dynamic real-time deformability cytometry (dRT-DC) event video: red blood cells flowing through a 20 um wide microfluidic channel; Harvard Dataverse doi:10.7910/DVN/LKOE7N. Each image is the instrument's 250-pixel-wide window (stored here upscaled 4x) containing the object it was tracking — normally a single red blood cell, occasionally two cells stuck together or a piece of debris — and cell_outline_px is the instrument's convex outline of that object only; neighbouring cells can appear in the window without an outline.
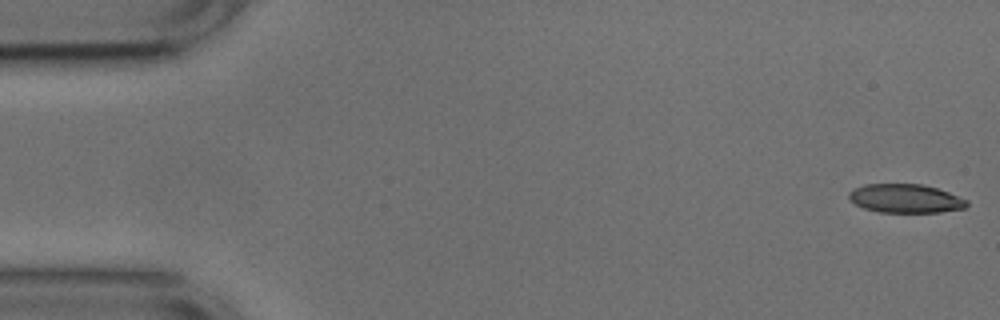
{"species": "common noctule bat (a hibernating species)", "species_latin": "Nyctalus noctula", "temperature_condition": "cold", "stored_images_in_passage": 52, "camera_frame_rate_fps": 3000, "um_per_image_px": 0.085, "animal": {"sex": "male", "body_mass_g": 17.9, "forearm_length_mm": 54.2}, "frame": {"image": 1, "passage_image": 1, "time_ms": 0.0, "image_size_px": [1000, 320], "cell_outline_px": [[968, 204], [964, 208], [940, 212], [880, 212], [864, 208], [856, 204], [848, 196], [848, 192], [864, 184], [920, 184], [936, 188], [948, 192], [968, 200]], "centroid_in_image_um": [76.97, 16.87], "position_along_channel_um": 8.0, "area_um2": 19.54}}
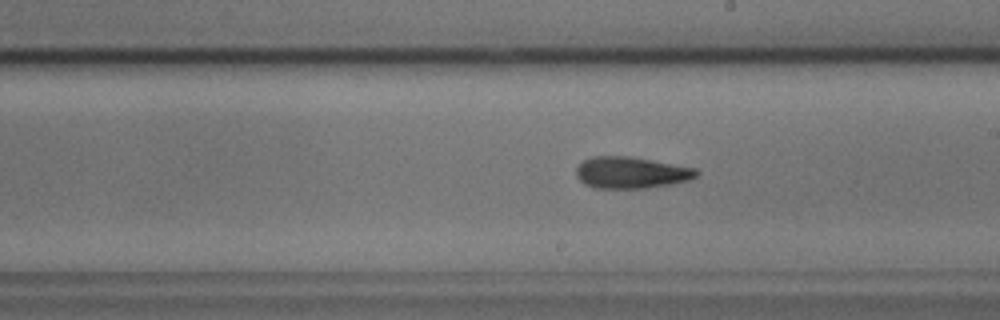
{"frame": {"image": 2, "passage_image": 29, "time_ms": 9.333, "image_size_px": [1000, 320], "cell_outline_px": [[700, 172], [696, 176], [688, 180], [668, 184], [644, 188], [592, 188], [584, 184], [576, 176], [576, 168], [584, 160], [592, 156], [628, 156], [652, 160], [696, 168]], "centroid_in_image_um": [53.61, 14.67], "position_along_channel_um": 235.4, "area_um2": 22.02}}
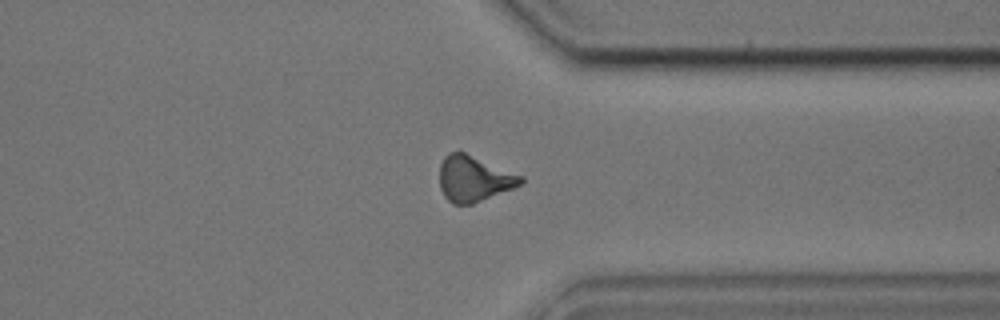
{"frame": {"image": 3, "passage_image": 40, "time_ms": 13.0, "image_size_px": [1000, 320], "cell_outline_px": [[524, 180], [520, 184], [512, 188], [472, 204], [452, 204], [444, 196], [440, 188], [440, 164], [444, 156], [448, 152], [464, 152], [524, 176]], "centroid_in_image_um": [40.26, 15.18], "position_along_channel_um": 371.1, "area_um2": 21.5}, "authors_computed_cell_mechanics": {"area_um2": 21.386, "velocity_mm_per_s": 3.7766, "shape_relaxation_time_tau1_ms": 9.8961, "shape_relaxation_time_tau2_ms": 4.068, "deformation_change_tau1": 0.2072, "deformation_change_tau2": 0.1361}}